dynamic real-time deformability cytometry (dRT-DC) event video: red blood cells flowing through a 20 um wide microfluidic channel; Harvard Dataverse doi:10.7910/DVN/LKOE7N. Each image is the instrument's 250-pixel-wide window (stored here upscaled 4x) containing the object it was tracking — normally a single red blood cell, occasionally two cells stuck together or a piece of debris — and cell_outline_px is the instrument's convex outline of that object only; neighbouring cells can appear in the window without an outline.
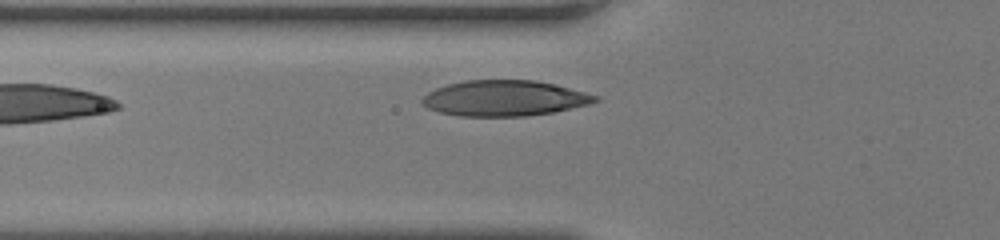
{"species": "human", "species_latin": "Homo sapiens", "temperature_condition": "room temperature", "stored_images_in_passage": 21, "camera_frame_rate_fps": 3000, "um_per_image_px": 0.085, "donor": {"sex": "female"}, "frame": {"image": 1, "passage_image": 2, "time_ms": 0.333, "image_size_px": [1000, 240], "cell_outline_px": [[600, 100], [588, 104], [552, 112], [528, 116], [460, 116], [440, 112], [428, 108], [420, 104], [420, 100], [428, 92], [436, 88], [448, 84], [464, 80], [536, 80], [556, 84], [600, 96]], "centroid_in_image_um": [42.87, 8.34], "position_along_channel_um": 82.9, "area_um2": 36.07}}
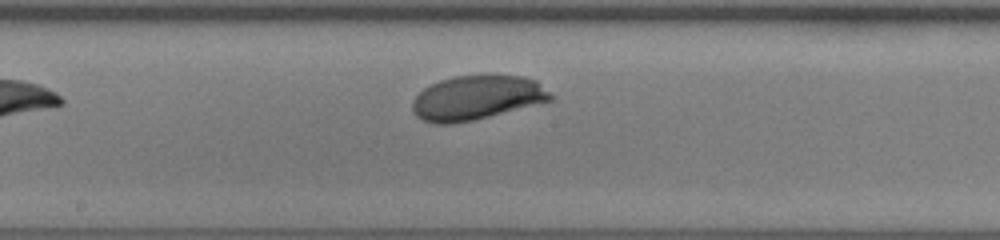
{"frame": {"image": 2, "passage_image": 11, "time_ms": 3.333, "image_size_px": [1000, 240], "cell_outline_px": [[556, 96], [552, 100], [472, 120], [448, 124], [436, 124], [424, 120], [416, 116], [412, 112], [412, 100], [424, 88], [440, 80], [456, 76], [524, 76], [536, 80]], "centroid_in_image_um": [40.53, 8.31], "position_along_channel_um": 207.7, "area_um2": 35.32}}
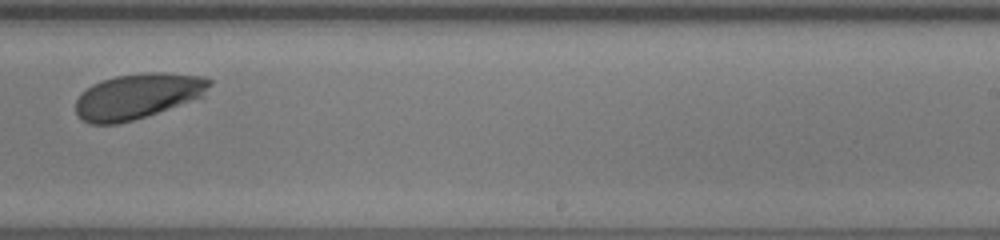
{"frame": {"image": 3, "passage_image": 16, "time_ms": 5.0, "image_size_px": [1000, 240], "cell_outline_px": [[212, 84], [204, 96], [120, 124], [88, 124], [76, 112], [76, 100], [80, 92], [92, 84], [116, 76], [148, 72], [164, 72], [200, 76], [212, 80]], "centroid_in_image_um": [11.69, 8.16], "position_along_channel_um": 277.3, "area_um2": 35.14}}